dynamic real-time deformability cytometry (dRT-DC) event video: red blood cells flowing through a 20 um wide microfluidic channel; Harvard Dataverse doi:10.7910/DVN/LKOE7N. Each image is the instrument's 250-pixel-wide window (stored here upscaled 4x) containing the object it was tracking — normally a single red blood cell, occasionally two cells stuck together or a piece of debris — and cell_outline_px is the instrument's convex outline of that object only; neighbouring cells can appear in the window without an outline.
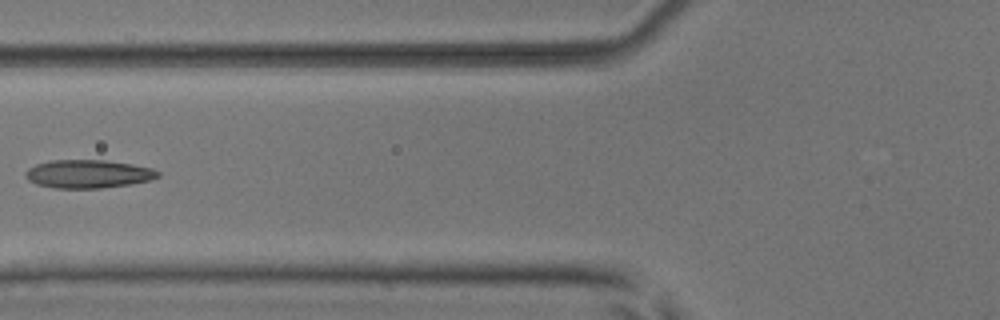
{"species": "common noctule bat (a hibernating species)", "species_latin": "Nyctalus noctula", "temperature_condition": "room temperature", "stored_images_in_passage": 7, "camera_frame_rate_fps": 3000, "um_per_image_px": 0.085, "animal": {"sex": "male", "body_mass_g": 17.9, "forearm_length_mm": 54.2}, "frame": {"image": 1, "passage_image": 6, "time_ms": 6.667, "image_size_px": [1000, 320], "cell_outline_px": [[160, 176], [152, 180], [128, 184], [100, 188], [56, 188], [36, 184], [28, 180], [24, 176], [24, 172], [28, 168], [36, 164], [48, 160], [104, 160], [132, 164], [152, 168], [160, 172]], "centroid_in_image_um": [7.47, 14.78], "position_along_channel_um": 118.3, "area_um2": 21.91}}
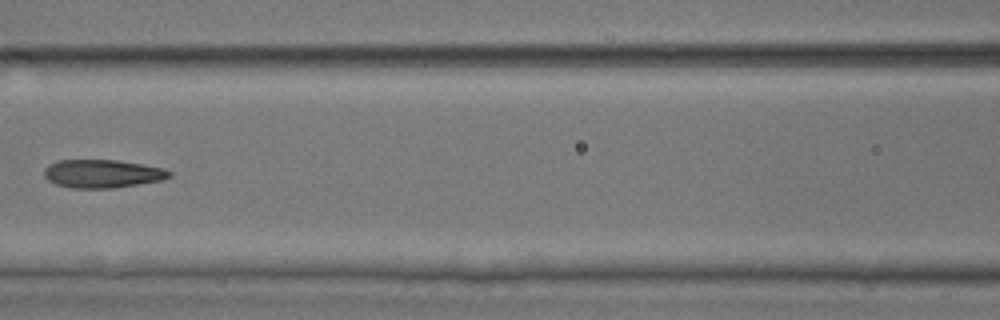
{"frame": {"image": 2, "passage_image": 7, "time_ms": 7.667, "image_size_px": [1000, 320], "cell_outline_px": [[172, 176], [160, 180], [112, 188], [72, 188], [56, 184], [48, 180], [44, 176], [44, 168], [48, 164], [56, 160], [116, 160], [164, 168], [172, 172]], "centroid_in_image_um": [8.66, 14.75], "position_along_channel_um": 157.9, "area_um2": 20.52}}